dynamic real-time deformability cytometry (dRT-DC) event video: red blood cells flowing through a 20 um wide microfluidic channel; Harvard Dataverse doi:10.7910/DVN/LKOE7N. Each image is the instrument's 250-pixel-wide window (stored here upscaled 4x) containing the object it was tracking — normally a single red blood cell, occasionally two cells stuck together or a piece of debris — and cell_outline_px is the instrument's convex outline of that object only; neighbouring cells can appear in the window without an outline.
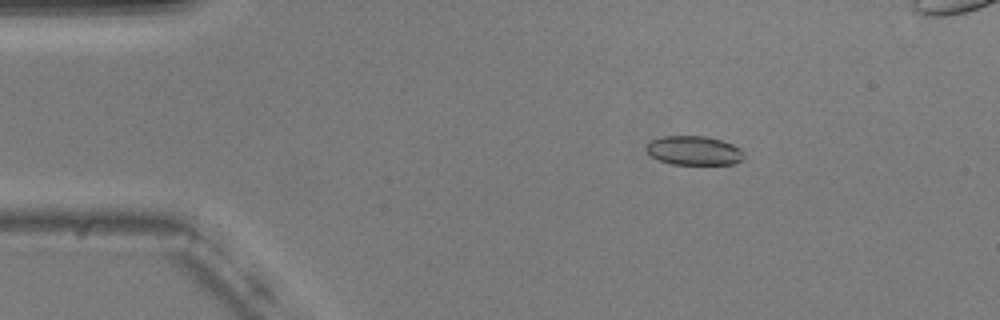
{"species": "common noctule bat (a hibernating species)", "species_latin": "Nyctalus noctula", "temperature_condition": "warm", "stored_images_in_passage": 56, "camera_frame_rate_fps": 3000, "um_per_image_px": 0.085, "animal": {"sex": "male", "body_mass_g": 20.5, "forearm_length_mm": 52.5}, "frame": {"image": 1, "passage_image": 9, "time_ms": 2.667, "image_size_px": [1000, 320], "cell_outline_px": [[744, 156], [736, 164], [672, 164], [660, 160], [652, 156], [644, 148], [644, 144], [648, 140], [664, 136], [704, 136], [720, 140], [732, 144], [740, 148], [744, 152]], "centroid_in_image_um": [58.95, 12.79], "position_along_channel_um": 26.1, "area_um2": 16.65}}
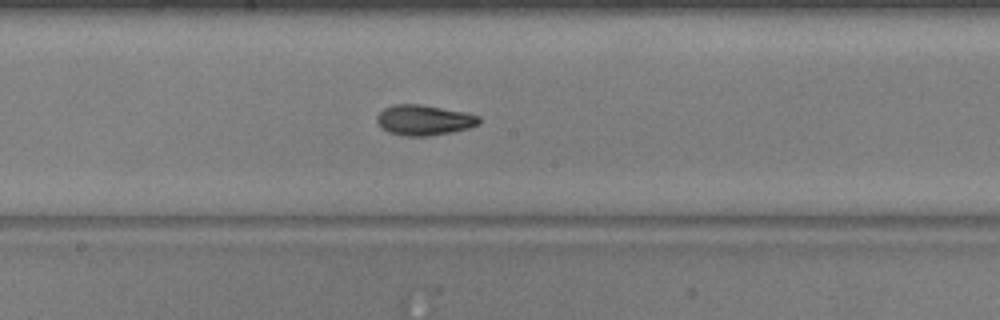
{"frame": {"image": 2, "passage_image": 29, "time_ms": 9.333, "image_size_px": [1000, 320], "cell_outline_px": [[480, 124], [468, 128], [452, 132], [428, 136], [404, 136], [388, 132], [376, 120], [376, 116], [384, 108], [396, 104], [420, 104], [468, 112], [480, 116]], "centroid_in_image_um": [36.08, 10.2], "position_along_channel_um": 212.1, "area_um2": 18.15}}
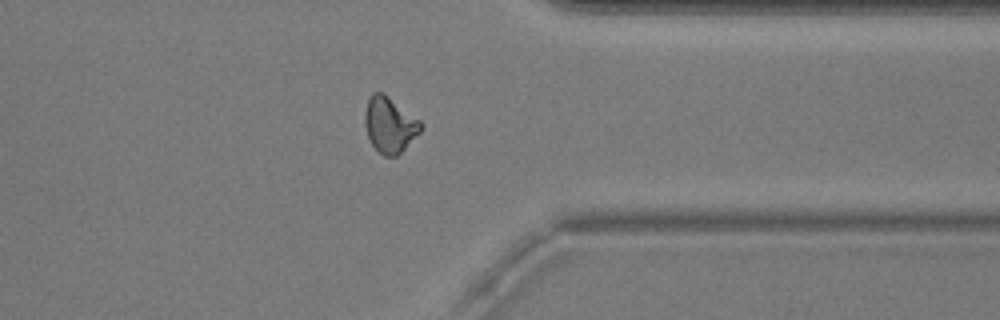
{"frame": {"image": 3, "passage_image": 43, "time_ms": 14.0, "image_size_px": [1000, 320], "cell_outline_px": [[424, 128], [396, 156], [384, 156], [372, 144], [368, 136], [364, 124], [364, 112], [368, 100], [372, 92], [384, 92], [420, 120], [424, 124]], "centroid_in_image_um": [33.13, 10.57], "position_along_channel_um": 378.3, "area_um2": 18.15}, "authors_computed_cell_mechanics": {"area_um2": 17.6001, "velocity_mm_per_s": 3.7218, "shape_relaxation_time_tau1_ms": 4.7876, "shape_relaxation_time_tau2_ms": 3.2496, "deformation_change_tau1": 0.1733, "deformation_change_tau2": 0.0948}}